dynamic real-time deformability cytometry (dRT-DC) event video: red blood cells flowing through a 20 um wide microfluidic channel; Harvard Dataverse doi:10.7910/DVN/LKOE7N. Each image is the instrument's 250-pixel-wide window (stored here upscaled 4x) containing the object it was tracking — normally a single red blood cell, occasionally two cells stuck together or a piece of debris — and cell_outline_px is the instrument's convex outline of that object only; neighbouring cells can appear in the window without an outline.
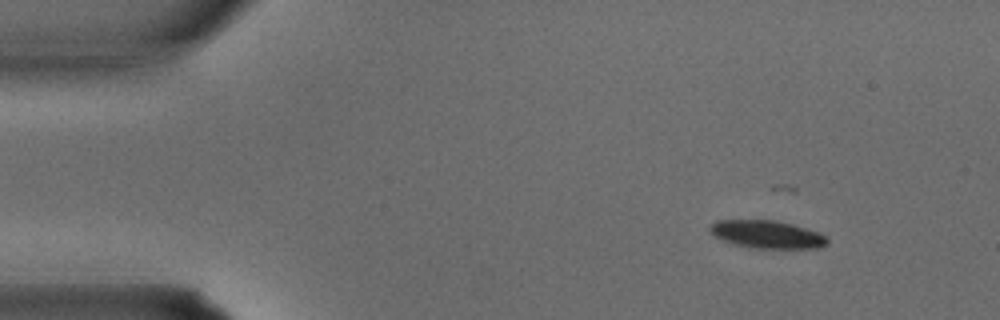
{"species": "common noctule bat (a hibernating species)", "species_latin": "Nyctalus noctula", "temperature_condition": "warm", "stored_images_in_passage": 33, "camera_frame_rate_fps": 3000, "um_per_image_px": 0.085, "animal": {"sex": "male", "body_mass_g": 15.6}, "frame": {"image": 1, "passage_image": 3, "time_ms": 0.667, "image_size_px": [1000, 320], "cell_outline_px": [[828, 244], [820, 248], [752, 248], [736, 244], [724, 240], [716, 236], [708, 228], [716, 220], [776, 220], [792, 224], [820, 232], [828, 240]], "centroid_in_image_um": [65.24, 19.92], "position_along_channel_um": 19.8, "area_um2": 18.9}}
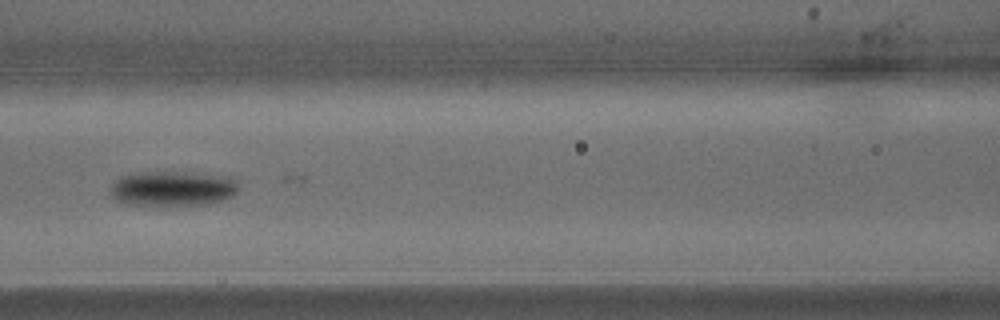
{"frame": {"image": 2, "passage_image": 14, "time_ms": 4.333, "image_size_px": [1000, 320], "cell_outline_px": [[240, 188], [232, 196], [212, 204], [168, 208], [164, 208], [128, 204], [116, 200], [112, 196], [112, 184], [120, 176], [140, 172], [184, 172], [232, 176], [236, 180]], "centroid_in_image_um": [14.72, 16.07], "position_along_channel_um": 151.9, "area_um2": 27.28}}
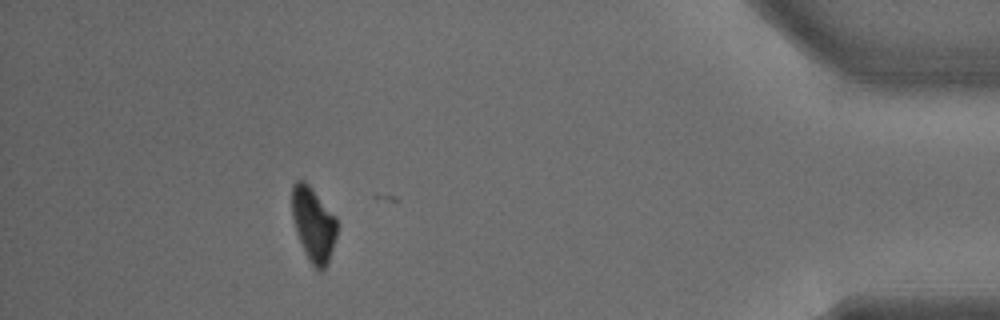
{"frame": {"image": 3, "passage_image": 30, "time_ms": 9.667, "image_size_px": [1000, 320], "cell_outline_px": [[336, 236], [328, 264], [320, 272], [308, 260], [296, 232], [292, 216], [292, 184], [296, 180], [304, 180], [312, 188], [336, 216]], "centroid_in_image_um": [26.63, 19.05], "position_along_channel_um": 408.6, "area_um2": 19.48}}